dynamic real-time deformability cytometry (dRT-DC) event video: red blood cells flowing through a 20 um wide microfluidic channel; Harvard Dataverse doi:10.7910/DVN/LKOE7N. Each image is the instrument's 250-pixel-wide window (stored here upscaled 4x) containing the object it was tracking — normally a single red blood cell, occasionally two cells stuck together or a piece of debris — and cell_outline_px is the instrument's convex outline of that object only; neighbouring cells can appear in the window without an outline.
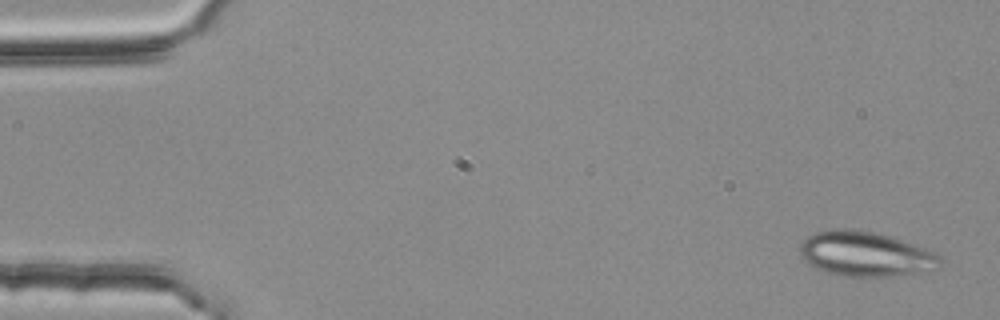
{"species": "common noctule bat (a hibernating species)", "species_latin": "Nyctalus noctula", "temperature_condition": "room temperature", "stored_images_in_passage": 4, "camera_frame_rate_fps": 3000, "um_per_image_px": 0.085, "animal": {"sex": "female", "body_mass_g": 25.1}, "frame": {"image": 1, "passage_image": 1, "time_ms": 0.0, "image_size_px": [1000, 320], "cell_outline_px": [[940, 260], [936, 268], [916, 272], [892, 276], [848, 276], [828, 272], [816, 268], [808, 264], [800, 256], [800, 244], [808, 236], [816, 232], [836, 228], [852, 228], [872, 232], [888, 236], [936, 252], [940, 256]], "centroid_in_image_um": [73.51, 21.57], "position_along_channel_um": 11.5, "area_um2": 36.07}}